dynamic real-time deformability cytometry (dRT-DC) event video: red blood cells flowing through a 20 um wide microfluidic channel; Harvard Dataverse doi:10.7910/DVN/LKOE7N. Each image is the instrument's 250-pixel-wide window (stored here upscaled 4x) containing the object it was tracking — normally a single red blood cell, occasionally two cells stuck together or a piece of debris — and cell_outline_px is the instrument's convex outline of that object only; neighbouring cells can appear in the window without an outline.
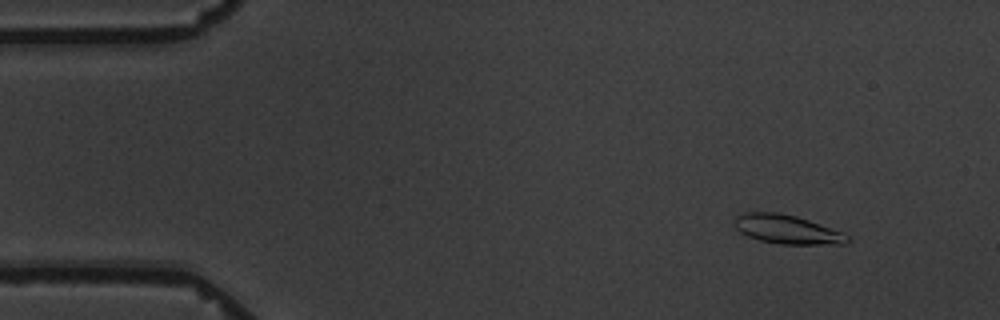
{"species": "common noctule bat (a hibernating species)", "species_latin": "Nyctalus noctula", "temperature_condition": "warm", "stored_images_in_passage": 5, "camera_frame_rate_fps": 3000, "um_per_image_px": 0.085, "animal": {"sex": "male", "body_mass_g": 19.5, "forearm_length_mm": 54.6}, "frame": {"image": 1, "passage_image": 1, "time_ms": 0.0, "image_size_px": [1000, 320], "cell_outline_px": [[852, 240], [844, 244], [780, 244], [760, 240], [748, 236], [740, 232], [736, 228], [736, 216], [744, 212], [780, 212], [796, 216], [844, 232]], "centroid_in_image_um": [66.94, 19.5], "position_along_channel_um": 18.1, "area_um2": 19.02}}